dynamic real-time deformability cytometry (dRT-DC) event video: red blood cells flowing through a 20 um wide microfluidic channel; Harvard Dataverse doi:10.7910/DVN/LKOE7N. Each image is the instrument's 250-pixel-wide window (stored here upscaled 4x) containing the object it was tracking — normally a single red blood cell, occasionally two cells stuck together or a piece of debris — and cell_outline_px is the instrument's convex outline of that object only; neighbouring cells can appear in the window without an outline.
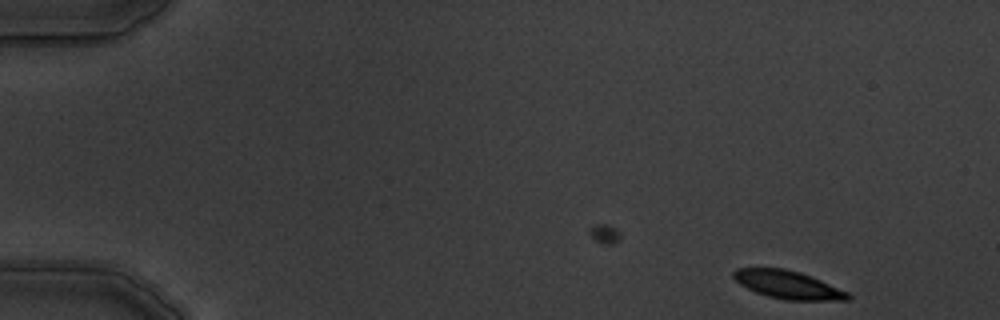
{"species": "common noctule bat (a hibernating species)", "species_latin": "Nyctalus noctula", "temperature_condition": "warm", "stored_images_in_passage": 6, "camera_frame_rate_fps": 3000, "um_per_image_px": 0.085, "animal": {"sex": "male", "body_mass_g": 19.5, "forearm_length_mm": 54.6}, "frame": {"image": 1, "passage_image": 1, "time_ms": 0.0, "image_size_px": [1000, 320], "cell_outline_px": [[852, 296], [848, 300], [784, 300], [768, 296], [756, 292], [740, 284], [732, 276], [732, 272], [736, 268], [784, 268], [800, 272], [820, 280], [848, 292]], "centroid_in_image_um": [66.96, 24.2], "position_along_channel_um": 18.0, "area_um2": 18.55}}
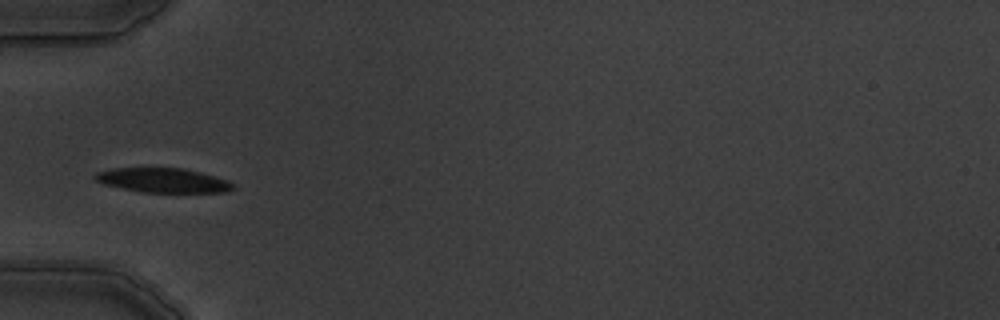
{"frame": {"image": 2, "passage_image": 5, "time_ms": 4.667, "image_size_px": [1000, 320], "cell_outline_px": [[236, 188], [224, 192], [144, 192], [104, 184], [96, 180], [92, 176], [96, 172], [108, 168], [180, 168], [200, 172], [228, 180]], "centroid_in_image_um": [13.83, 15.32], "position_along_channel_um": 71.2, "area_um2": 19.48}}
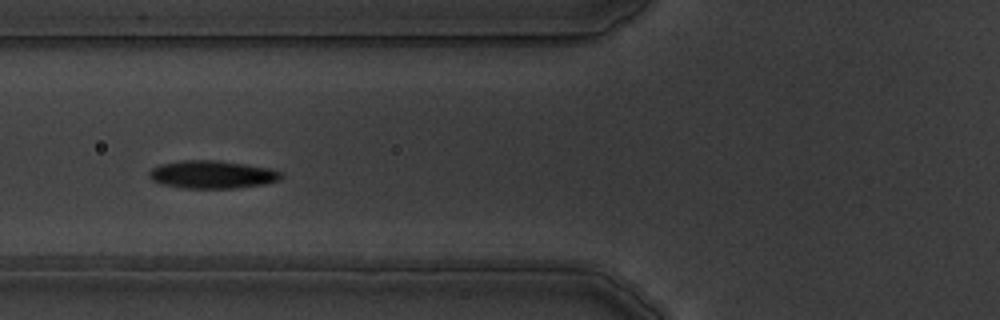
{"frame": {"image": 3, "passage_image": 6, "time_ms": 5.667, "image_size_px": [1000, 320], "cell_outline_px": [[284, 176], [280, 180], [264, 184], [232, 188], [184, 188], [160, 184], [152, 180], [148, 176], [148, 172], [152, 168], [160, 164], [184, 160], [220, 160], [272, 168], [284, 172]], "centroid_in_image_um": [18.07, 14.82], "position_along_channel_um": 107.7, "area_um2": 21.73}}